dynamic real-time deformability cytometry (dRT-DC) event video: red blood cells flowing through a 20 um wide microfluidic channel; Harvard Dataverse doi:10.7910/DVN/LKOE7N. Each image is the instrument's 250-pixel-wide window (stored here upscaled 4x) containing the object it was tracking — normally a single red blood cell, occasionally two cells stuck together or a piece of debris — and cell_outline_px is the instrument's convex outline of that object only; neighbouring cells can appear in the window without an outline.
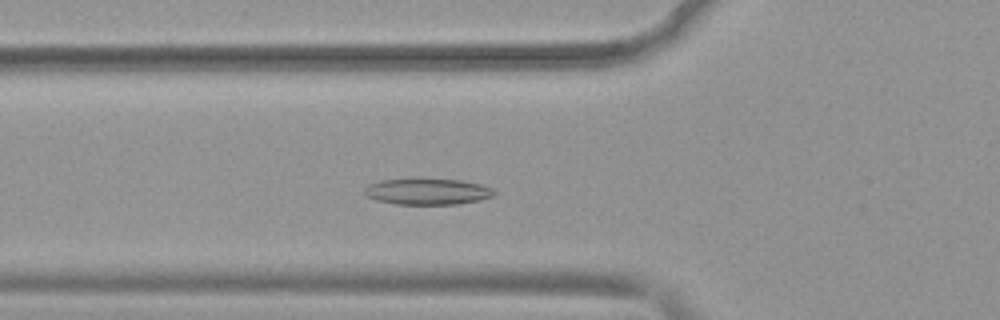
{"species": "common noctule bat (a hibernating species)", "species_latin": "Nyctalus noctula", "temperature_condition": "warm", "stored_images_in_passage": 48, "camera_frame_rate_fps": 3000, "um_per_image_px": 0.085, "animal": {"sex": "female", "body_mass_g": 19.9}, "frame": {"image": 1, "passage_image": 15, "time_ms": 4.667, "image_size_px": [1000, 320], "cell_outline_px": [[496, 196], [456, 204], [396, 204], [376, 200], [368, 196], [364, 192], [364, 188], [368, 184], [380, 180], [460, 180], [480, 184], [496, 188]], "centroid_in_image_um": [36.37, 16.29], "position_along_channel_um": 89.4, "area_um2": 19.48}}
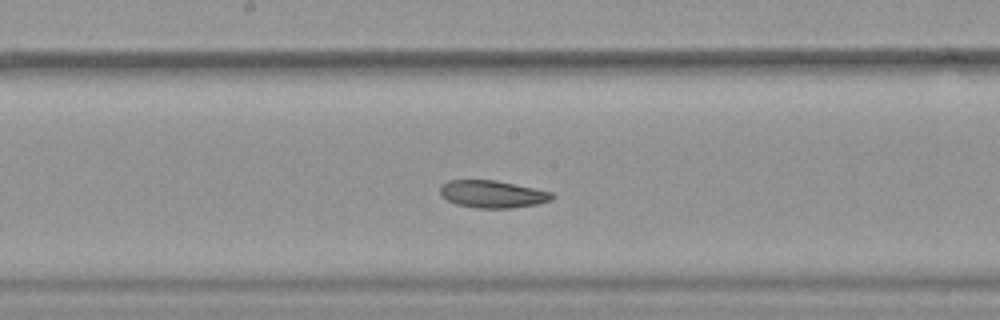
{"frame": {"image": 2, "passage_image": 24, "time_ms": 7.667, "image_size_px": [1000, 320], "cell_outline_px": [[556, 196], [552, 200], [540, 204], [512, 208], [476, 208], [456, 204], [440, 196], [440, 184], [448, 180], [496, 180], [552, 192]], "centroid_in_image_um": [41.86, 16.5], "position_along_channel_um": 206.3, "area_um2": 18.09}}
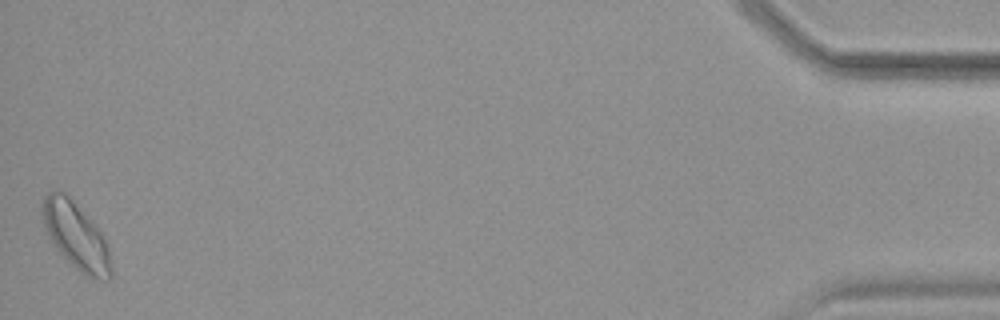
{"frame": {"image": 3, "passage_image": 48, "time_ms": 15.667, "image_size_px": [1000, 320], "cell_outline_px": [[112, 276], [108, 280], [92, 280], [80, 272], [56, 248], [44, 232], [40, 212], [40, 204], [44, 196], [48, 192], [60, 188], [68, 196], [100, 232], [108, 248], [112, 268]], "centroid_in_image_um": [6.4, 20.05], "position_along_channel_um": 428.8, "area_um2": 26.88}, "authors_computed_cell_mechanics": {"area_um2": 19.9121, "velocity_mm_per_s": 3.8966, "shape_relaxation_time_tau1_ms": null, "shape_relaxation_time_tau2_ms": 10.8538, "deformation_change_tau1": null, "deformation_change_tau2": 0.1797}}